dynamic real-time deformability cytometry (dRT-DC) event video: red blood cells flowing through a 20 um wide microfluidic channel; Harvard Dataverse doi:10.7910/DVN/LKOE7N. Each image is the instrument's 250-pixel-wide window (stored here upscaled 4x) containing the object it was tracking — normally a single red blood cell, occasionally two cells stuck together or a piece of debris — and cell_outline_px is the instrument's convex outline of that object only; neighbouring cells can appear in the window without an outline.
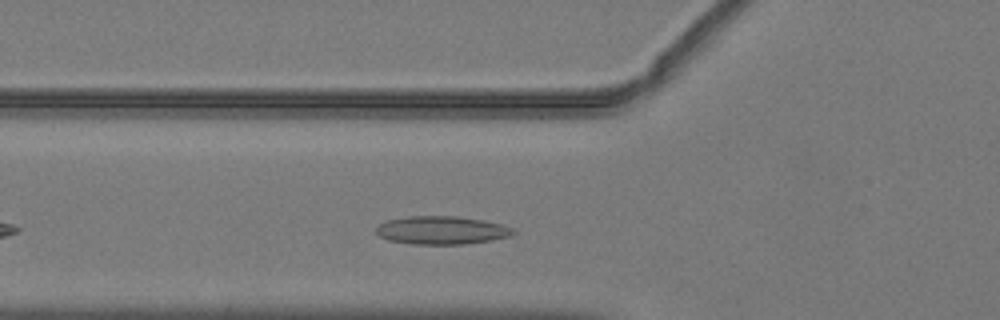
{"species": "common noctule bat (a hibernating species)", "species_latin": "Nyctalus noctula", "temperature_condition": "warm", "stored_images_in_passage": 30, "camera_frame_rate_fps": 3000, "um_per_image_px": 0.085, "animal": {"sex": "male", "body_mass_g": 19.2, "forearm_length_mm": 51.8}, "frame": {"image": 1, "passage_image": 6, "time_ms": 1.667, "image_size_px": [1000, 320], "cell_outline_px": [[516, 232], [512, 236], [492, 240], [464, 244], [412, 244], [388, 240], [380, 236], [376, 232], [376, 228], [380, 224], [388, 220], [408, 216], [456, 216], [484, 220], [500, 224], [512, 228]], "centroid_in_image_um": [37.56, 19.57], "position_along_channel_um": 88.2, "area_um2": 22.48}}
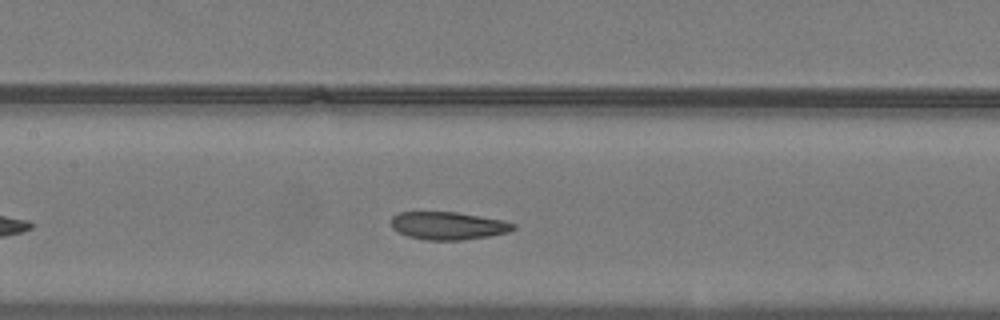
{"frame": {"image": 2, "passage_image": 12, "time_ms": 3.667, "image_size_px": [1000, 320], "cell_outline_px": [[516, 228], [508, 232], [488, 236], [460, 240], [428, 240], [408, 236], [396, 232], [392, 228], [392, 216], [400, 212], [456, 212], [504, 220], [516, 224]], "centroid_in_image_um": [38.09, 19.18], "position_along_channel_um": 169.3, "area_um2": 19.77}}
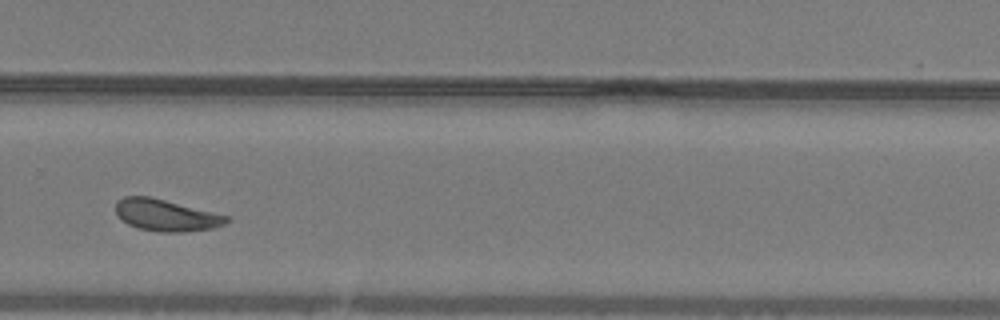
{"frame": {"image": 3, "passage_image": 23, "time_ms": 7.333, "image_size_px": [1000, 320], "cell_outline_px": [[228, 220], [224, 224], [212, 228], [184, 232], [160, 232], [140, 228], [128, 224], [116, 216], [116, 200], [124, 196], [148, 196], [228, 216]], "centroid_in_image_um": [14.05, 18.29], "position_along_channel_um": 315.8, "area_um2": 20.17}, "authors_computed_cell_mechanics": {"area_um2": 20.23, "velocity_mm_per_s": 4.0135, "shape_relaxation_time_tau1_ms": 6.1398, "shape_relaxation_time_tau2_ms": 1.8565, "deformation_change_tau1": 0.1406, "deformation_change_tau2": 0.0907}}